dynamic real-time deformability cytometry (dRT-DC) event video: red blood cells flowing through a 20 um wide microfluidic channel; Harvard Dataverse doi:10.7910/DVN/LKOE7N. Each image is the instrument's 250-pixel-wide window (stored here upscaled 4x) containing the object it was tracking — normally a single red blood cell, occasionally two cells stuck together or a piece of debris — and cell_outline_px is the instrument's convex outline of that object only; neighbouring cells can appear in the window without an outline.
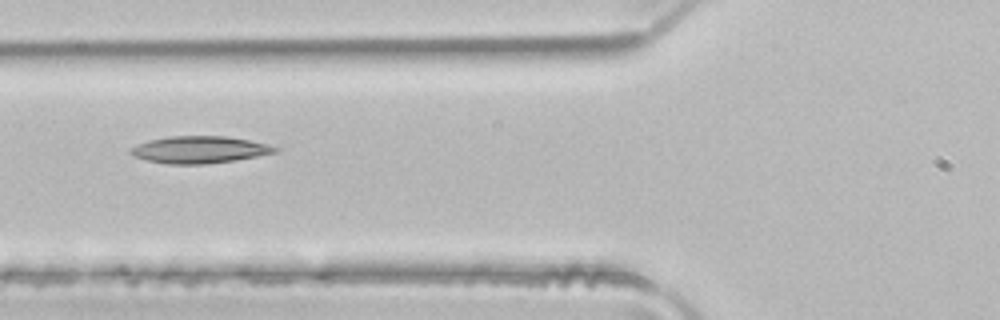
{"species": "common noctule bat (a hibernating species)", "species_latin": "Nyctalus noctula", "temperature_condition": "room temperature", "stored_images_in_passage": 5, "camera_frame_rate_fps": 3000, "um_per_image_px": 0.085, "animal": {"sex": "male", "body_mass_g": 21.5, "forearm_length_mm": 52.0}, "frame": {"image": 1, "passage_image": 4, "time_ms": 1.0, "image_size_px": [1000, 320], "cell_outline_px": [[280, 148], [276, 152], [236, 160], [208, 164], [168, 164], [148, 160], [132, 156], [128, 152], [128, 148], [136, 144], [148, 140], [172, 136], [224, 136], [248, 140], [268, 144]], "centroid_in_image_um": [16.91, 12.72], "position_along_channel_um": 108.9, "area_um2": 22.83}}
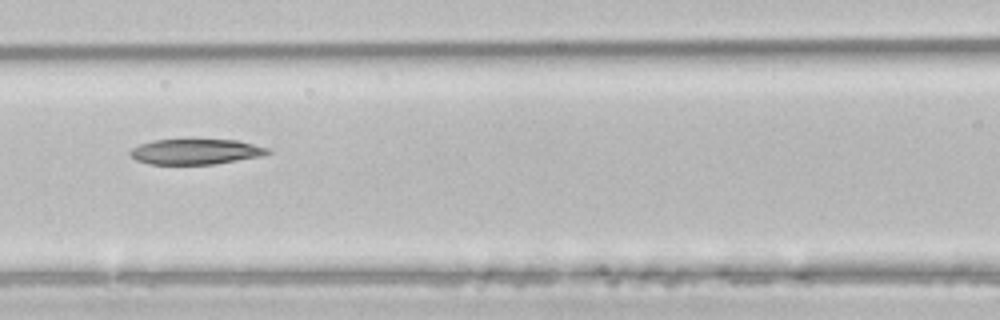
{"frame": {"image": 2, "passage_image": 5, "time_ms": 1.333, "image_size_px": [1000, 320], "cell_outline_px": [[272, 152], [260, 156], [212, 164], [152, 164], [136, 160], [128, 152], [132, 148], [140, 144], [152, 140], [236, 140], [272, 148]], "centroid_in_image_um": [16.65, 12.88], "position_along_channel_um": 150.0, "area_um2": 20.17}}